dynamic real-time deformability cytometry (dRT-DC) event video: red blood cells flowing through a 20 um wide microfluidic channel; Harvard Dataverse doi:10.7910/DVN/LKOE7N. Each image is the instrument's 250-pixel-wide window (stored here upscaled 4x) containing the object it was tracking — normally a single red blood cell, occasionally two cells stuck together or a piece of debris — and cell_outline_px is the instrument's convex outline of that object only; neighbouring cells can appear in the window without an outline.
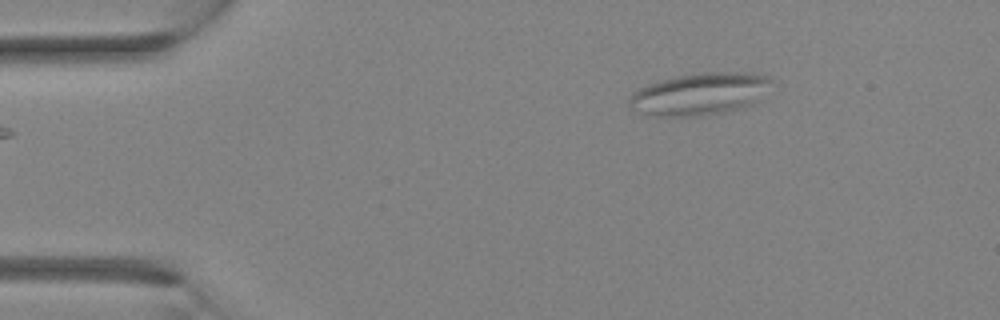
{"species": "Egyptian fruit bat (a non-hibernating species)", "species_latin": "Rousettus aegyptiacus", "temperature_condition": "room temperature", "stored_images_in_passage": 2, "camera_frame_rate_fps": 3000, "um_per_image_px": 0.085, "animal": {"sex": "female"}, "frame": {"image": 1, "passage_image": 2, "time_ms": 0.333, "image_size_px": [1000, 320], "cell_outline_px": [[772, 80], [752, 104], [740, 108], [708, 116], [652, 116], [632, 108], [628, 104], [628, 100], [632, 92], [648, 84], [660, 80], [676, 76], [700, 72], [756, 72], [768, 76]], "centroid_in_image_um": [59.44, 7.98], "position_along_channel_um": 25.6, "area_um2": 34.85}}